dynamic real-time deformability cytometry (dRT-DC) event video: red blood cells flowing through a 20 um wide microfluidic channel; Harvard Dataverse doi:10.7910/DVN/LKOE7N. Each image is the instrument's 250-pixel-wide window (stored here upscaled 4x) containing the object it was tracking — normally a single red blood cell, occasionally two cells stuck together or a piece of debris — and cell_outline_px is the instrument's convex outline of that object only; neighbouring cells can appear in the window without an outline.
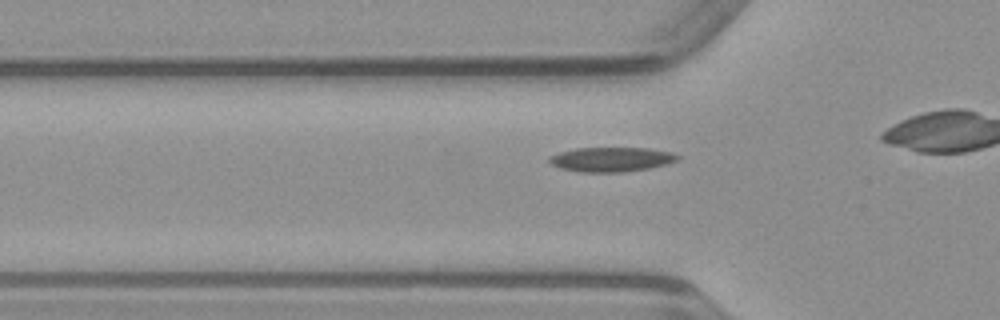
{"species": "common noctule bat (a hibernating species)", "species_latin": "Nyctalus noctula", "temperature_condition": "warm", "stored_images_in_passage": 30, "camera_frame_rate_fps": 3000, "um_per_image_px": 0.085, "animal": {"sex": "male", "body_mass_g": 23.1, "forearm_length_mm": 52.7}, "frame": {"image": 1, "passage_image": 7, "time_ms": 2.0, "image_size_px": [1000, 320], "cell_outline_px": [[680, 156], [676, 160], [668, 164], [648, 168], [624, 172], [576, 172], [560, 168], [552, 164], [548, 160], [548, 156], [560, 152], [576, 148], [648, 148], [672, 152]], "centroid_in_image_um": [51.94, 13.55], "position_along_channel_um": 73.9, "area_um2": 18.38}}
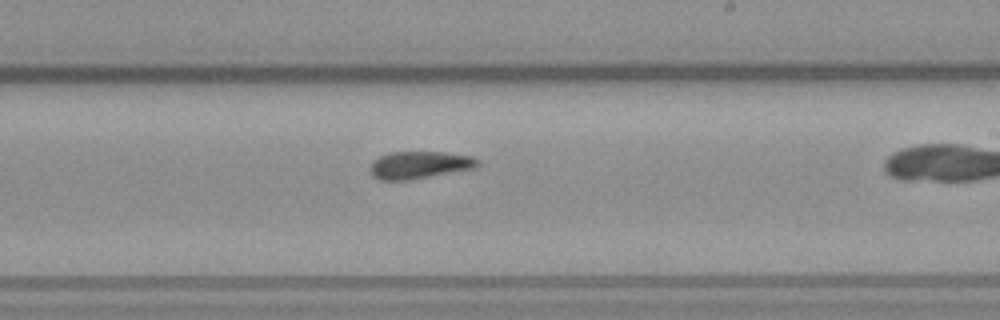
{"frame": {"image": 2, "passage_image": 20, "time_ms": 6.333, "image_size_px": [1000, 320], "cell_outline_px": [[480, 164], [476, 168], [408, 180], [380, 180], [372, 176], [368, 172], [368, 168], [372, 160], [380, 156], [392, 152], [444, 152], [472, 156], [480, 160]], "centroid_in_image_um": [35.63, 14.02], "position_along_channel_um": 253.4, "area_um2": 17.4}}
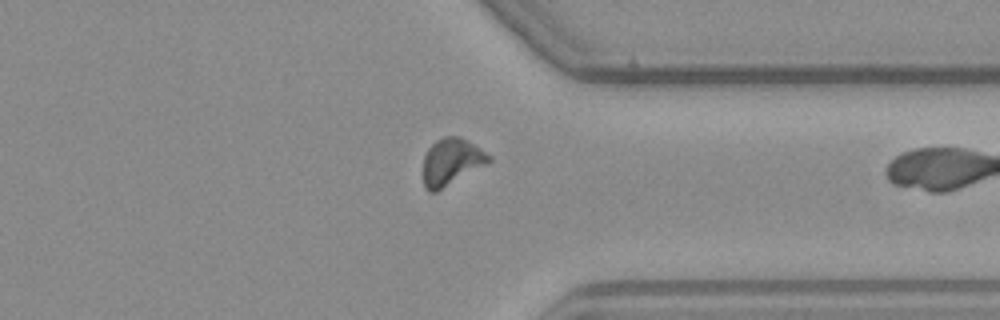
{"frame": {"image": 3, "passage_image": 29, "time_ms": 9.333, "image_size_px": [1000, 320], "cell_outline_px": [[492, 160], [436, 192], [428, 192], [424, 188], [424, 156], [428, 148], [436, 140], [444, 136], [460, 136], [468, 140], [492, 156]], "centroid_in_image_um": [38.35, 13.73], "position_along_channel_um": 373.0, "area_um2": 17.74}}